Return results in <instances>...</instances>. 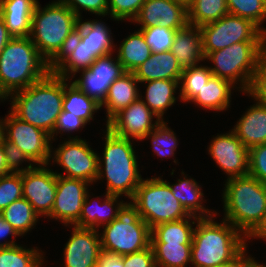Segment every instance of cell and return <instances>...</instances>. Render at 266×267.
<instances>
[{
    "instance_id": "obj_20",
    "label": "cell",
    "mask_w": 266,
    "mask_h": 267,
    "mask_svg": "<svg viewBox=\"0 0 266 267\" xmlns=\"http://www.w3.org/2000/svg\"><path fill=\"white\" fill-rule=\"evenodd\" d=\"M170 51L182 70L204 61L200 27L188 24L185 28L177 30Z\"/></svg>"
},
{
    "instance_id": "obj_31",
    "label": "cell",
    "mask_w": 266,
    "mask_h": 267,
    "mask_svg": "<svg viewBox=\"0 0 266 267\" xmlns=\"http://www.w3.org/2000/svg\"><path fill=\"white\" fill-rule=\"evenodd\" d=\"M117 53L116 57L124 70L133 73L150 57L152 52L144 39L142 31L139 29L123 40Z\"/></svg>"
},
{
    "instance_id": "obj_33",
    "label": "cell",
    "mask_w": 266,
    "mask_h": 267,
    "mask_svg": "<svg viewBox=\"0 0 266 267\" xmlns=\"http://www.w3.org/2000/svg\"><path fill=\"white\" fill-rule=\"evenodd\" d=\"M68 79L64 78L63 110L84 120L86 123L93 119L95 112L101 109V105L85 93L79 90L74 84H67Z\"/></svg>"
},
{
    "instance_id": "obj_55",
    "label": "cell",
    "mask_w": 266,
    "mask_h": 267,
    "mask_svg": "<svg viewBox=\"0 0 266 267\" xmlns=\"http://www.w3.org/2000/svg\"><path fill=\"white\" fill-rule=\"evenodd\" d=\"M12 173L6 164L5 154L2 148V141L0 140V178Z\"/></svg>"
},
{
    "instance_id": "obj_37",
    "label": "cell",
    "mask_w": 266,
    "mask_h": 267,
    "mask_svg": "<svg viewBox=\"0 0 266 267\" xmlns=\"http://www.w3.org/2000/svg\"><path fill=\"white\" fill-rule=\"evenodd\" d=\"M39 249L20 245L0 248V267H41L44 256ZM43 256V257H42Z\"/></svg>"
},
{
    "instance_id": "obj_46",
    "label": "cell",
    "mask_w": 266,
    "mask_h": 267,
    "mask_svg": "<svg viewBox=\"0 0 266 267\" xmlns=\"http://www.w3.org/2000/svg\"><path fill=\"white\" fill-rule=\"evenodd\" d=\"M248 175L266 185V143L249 149Z\"/></svg>"
},
{
    "instance_id": "obj_25",
    "label": "cell",
    "mask_w": 266,
    "mask_h": 267,
    "mask_svg": "<svg viewBox=\"0 0 266 267\" xmlns=\"http://www.w3.org/2000/svg\"><path fill=\"white\" fill-rule=\"evenodd\" d=\"M89 196V193H87L79 220L73 226L97 230L99 226L103 227L116 219L118 211L125 204L123 201L118 202L119 196L106 193L103 202L100 201L99 205L96 202L94 207L89 200Z\"/></svg>"
},
{
    "instance_id": "obj_16",
    "label": "cell",
    "mask_w": 266,
    "mask_h": 267,
    "mask_svg": "<svg viewBox=\"0 0 266 267\" xmlns=\"http://www.w3.org/2000/svg\"><path fill=\"white\" fill-rule=\"evenodd\" d=\"M89 182L57 175V189L51 219L61 220L65 225H74L81 215Z\"/></svg>"
},
{
    "instance_id": "obj_27",
    "label": "cell",
    "mask_w": 266,
    "mask_h": 267,
    "mask_svg": "<svg viewBox=\"0 0 266 267\" xmlns=\"http://www.w3.org/2000/svg\"><path fill=\"white\" fill-rule=\"evenodd\" d=\"M79 19L75 35L98 58L113 52V39L110 29L101 21L90 20L82 22Z\"/></svg>"
},
{
    "instance_id": "obj_48",
    "label": "cell",
    "mask_w": 266,
    "mask_h": 267,
    "mask_svg": "<svg viewBox=\"0 0 266 267\" xmlns=\"http://www.w3.org/2000/svg\"><path fill=\"white\" fill-rule=\"evenodd\" d=\"M87 123L74 116L73 114H70V112L68 111H62L60 113V115L58 116L57 118V121H56V124L54 126V130L52 132V134L50 135L51 139L54 141V134H62L63 132H72L73 130L77 131L79 130L80 128H84V126L86 125ZM62 132V133H61Z\"/></svg>"
},
{
    "instance_id": "obj_17",
    "label": "cell",
    "mask_w": 266,
    "mask_h": 267,
    "mask_svg": "<svg viewBox=\"0 0 266 267\" xmlns=\"http://www.w3.org/2000/svg\"><path fill=\"white\" fill-rule=\"evenodd\" d=\"M153 117H156L157 121H154L155 123H152ZM160 121L161 120L145 105L142 98L139 97L127 108L117 113L107 123V128L120 137L141 141L156 128Z\"/></svg>"
},
{
    "instance_id": "obj_22",
    "label": "cell",
    "mask_w": 266,
    "mask_h": 267,
    "mask_svg": "<svg viewBox=\"0 0 266 267\" xmlns=\"http://www.w3.org/2000/svg\"><path fill=\"white\" fill-rule=\"evenodd\" d=\"M183 70L171 51L151 53L133 73L139 83L153 80H180Z\"/></svg>"
},
{
    "instance_id": "obj_3",
    "label": "cell",
    "mask_w": 266,
    "mask_h": 267,
    "mask_svg": "<svg viewBox=\"0 0 266 267\" xmlns=\"http://www.w3.org/2000/svg\"><path fill=\"white\" fill-rule=\"evenodd\" d=\"M199 218L193 231L191 263L194 267H215L235 259L245 248L246 238L231 223Z\"/></svg>"
},
{
    "instance_id": "obj_6",
    "label": "cell",
    "mask_w": 266,
    "mask_h": 267,
    "mask_svg": "<svg viewBox=\"0 0 266 267\" xmlns=\"http://www.w3.org/2000/svg\"><path fill=\"white\" fill-rule=\"evenodd\" d=\"M225 218L247 237L266 212V185L247 175L226 180L223 191Z\"/></svg>"
},
{
    "instance_id": "obj_11",
    "label": "cell",
    "mask_w": 266,
    "mask_h": 267,
    "mask_svg": "<svg viewBox=\"0 0 266 267\" xmlns=\"http://www.w3.org/2000/svg\"><path fill=\"white\" fill-rule=\"evenodd\" d=\"M2 119V136L19 147L36 165H49L52 146L46 131L18 118L11 110Z\"/></svg>"
},
{
    "instance_id": "obj_26",
    "label": "cell",
    "mask_w": 266,
    "mask_h": 267,
    "mask_svg": "<svg viewBox=\"0 0 266 267\" xmlns=\"http://www.w3.org/2000/svg\"><path fill=\"white\" fill-rule=\"evenodd\" d=\"M97 57L87 46L75 35L68 44L64 54L52 66V71L62 78L70 79L81 70L88 69Z\"/></svg>"
},
{
    "instance_id": "obj_41",
    "label": "cell",
    "mask_w": 266,
    "mask_h": 267,
    "mask_svg": "<svg viewBox=\"0 0 266 267\" xmlns=\"http://www.w3.org/2000/svg\"><path fill=\"white\" fill-rule=\"evenodd\" d=\"M146 43L150 46L152 53L170 51L176 30L161 27L160 25L148 28H140Z\"/></svg>"
},
{
    "instance_id": "obj_45",
    "label": "cell",
    "mask_w": 266,
    "mask_h": 267,
    "mask_svg": "<svg viewBox=\"0 0 266 267\" xmlns=\"http://www.w3.org/2000/svg\"><path fill=\"white\" fill-rule=\"evenodd\" d=\"M0 140L2 141V148L5 154L6 164L8 166V169L12 173H18V172L21 173L35 166V164L29 163L27 168L26 167L20 168L19 166L24 161H29V162L32 161L22 152V150L19 147H17L12 142L6 140L3 136L0 137Z\"/></svg>"
},
{
    "instance_id": "obj_7",
    "label": "cell",
    "mask_w": 266,
    "mask_h": 267,
    "mask_svg": "<svg viewBox=\"0 0 266 267\" xmlns=\"http://www.w3.org/2000/svg\"><path fill=\"white\" fill-rule=\"evenodd\" d=\"M266 54V41H241L224 49L208 53L204 59L211 60L209 67L213 76L240 82L239 91L246 93L260 59Z\"/></svg>"
},
{
    "instance_id": "obj_58",
    "label": "cell",
    "mask_w": 266,
    "mask_h": 267,
    "mask_svg": "<svg viewBox=\"0 0 266 267\" xmlns=\"http://www.w3.org/2000/svg\"><path fill=\"white\" fill-rule=\"evenodd\" d=\"M2 136V120L0 119V137Z\"/></svg>"
},
{
    "instance_id": "obj_32",
    "label": "cell",
    "mask_w": 266,
    "mask_h": 267,
    "mask_svg": "<svg viewBox=\"0 0 266 267\" xmlns=\"http://www.w3.org/2000/svg\"><path fill=\"white\" fill-rule=\"evenodd\" d=\"M192 218L194 221L190 222ZM198 219V217L191 215L178 221L156 225L151 229V243L192 244L194 231L192 224H196L195 221Z\"/></svg>"
},
{
    "instance_id": "obj_49",
    "label": "cell",
    "mask_w": 266,
    "mask_h": 267,
    "mask_svg": "<svg viewBox=\"0 0 266 267\" xmlns=\"http://www.w3.org/2000/svg\"><path fill=\"white\" fill-rule=\"evenodd\" d=\"M121 258L125 267H156L151 245L142 251L122 255Z\"/></svg>"
},
{
    "instance_id": "obj_51",
    "label": "cell",
    "mask_w": 266,
    "mask_h": 267,
    "mask_svg": "<svg viewBox=\"0 0 266 267\" xmlns=\"http://www.w3.org/2000/svg\"><path fill=\"white\" fill-rule=\"evenodd\" d=\"M97 267H125L121 256L102 252L99 256Z\"/></svg>"
},
{
    "instance_id": "obj_10",
    "label": "cell",
    "mask_w": 266,
    "mask_h": 267,
    "mask_svg": "<svg viewBox=\"0 0 266 267\" xmlns=\"http://www.w3.org/2000/svg\"><path fill=\"white\" fill-rule=\"evenodd\" d=\"M200 30L204 56L241 41H266V34L253 22L230 13L200 26Z\"/></svg>"
},
{
    "instance_id": "obj_28",
    "label": "cell",
    "mask_w": 266,
    "mask_h": 267,
    "mask_svg": "<svg viewBox=\"0 0 266 267\" xmlns=\"http://www.w3.org/2000/svg\"><path fill=\"white\" fill-rule=\"evenodd\" d=\"M233 87L230 81L212 75L191 101L199 107L223 111L229 108Z\"/></svg>"
},
{
    "instance_id": "obj_24",
    "label": "cell",
    "mask_w": 266,
    "mask_h": 267,
    "mask_svg": "<svg viewBox=\"0 0 266 267\" xmlns=\"http://www.w3.org/2000/svg\"><path fill=\"white\" fill-rule=\"evenodd\" d=\"M135 74L125 72L120 78L116 79L109 87L101 107L104 105L107 111V123L121 110L127 108L140 96Z\"/></svg>"
},
{
    "instance_id": "obj_57",
    "label": "cell",
    "mask_w": 266,
    "mask_h": 267,
    "mask_svg": "<svg viewBox=\"0 0 266 267\" xmlns=\"http://www.w3.org/2000/svg\"><path fill=\"white\" fill-rule=\"evenodd\" d=\"M174 1L180 2L183 5H185L186 7H188L192 3L193 0H174Z\"/></svg>"
},
{
    "instance_id": "obj_39",
    "label": "cell",
    "mask_w": 266,
    "mask_h": 267,
    "mask_svg": "<svg viewBox=\"0 0 266 267\" xmlns=\"http://www.w3.org/2000/svg\"><path fill=\"white\" fill-rule=\"evenodd\" d=\"M230 14L253 22L264 34L266 28L261 24L266 19V0H226Z\"/></svg>"
},
{
    "instance_id": "obj_9",
    "label": "cell",
    "mask_w": 266,
    "mask_h": 267,
    "mask_svg": "<svg viewBox=\"0 0 266 267\" xmlns=\"http://www.w3.org/2000/svg\"><path fill=\"white\" fill-rule=\"evenodd\" d=\"M131 201L150 229L191 216L173 195L169 182L161 177L142 179Z\"/></svg>"
},
{
    "instance_id": "obj_52",
    "label": "cell",
    "mask_w": 266,
    "mask_h": 267,
    "mask_svg": "<svg viewBox=\"0 0 266 267\" xmlns=\"http://www.w3.org/2000/svg\"><path fill=\"white\" fill-rule=\"evenodd\" d=\"M261 238L266 239V212L261 220V222L257 225V227L246 237V239L251 238Z\"/></svg>"
},
{
    "instance_id": "obj_40",
    "label": "cell",
    "mask_w": 266,
    "mask_h": 267,
    "mask_svg": "<svg viewBox=\"0 0 266 267\" xmlns=\"http://www.w3.org/2000/svg\"><path fill=\"white\" fill-rule=\"evenodd\" d=\"M151 138L153 151L161 158L165 156H174L177 147V138L174 131L167 127V122L160 121L144 139Z\"/></svg>"
},
{
    "instance_id": "obj_47",
    "label": "cell",
    "mask_w": 266,
    "mask_h": 267,
    "mask_svg": "<svg viewBox=\"0 0 266 267\" xmlns=\"http://www.w3.org/2000/svg\"><path fill=\"white\" fill-rule=\"evenodd\" d=\"M69 7L79 19H81L80 8L85 11L95 13L99 16L108 14V0H61Z\"/></svg>"
},
{
    "instance_id": "obj_13",
    "label": "cell",
    "mask_w": 266,
    "mask_h": 267,
    "mask_svg": "<svg viewBox=\"0 0 266 267\" xmlns=\"http://www.w3.org/2000/svg\"><path fill=\"white\" fill-rule=\"evenodd\" d=\"M112 54L96 58L88 69L81 70V77L72 82L100 105L106 99L110 85L126 72L119 60H114Z\"/></svg>"
},
{
    "instance_id": "obj_44",
    "label": "cell",
    "mask_w": 266,
    "mask_h": 267,
    "mask_svg": "<svg viewBox=\"0 0 266 267\" xmlns=\"http://www.w3.org/2000/svg\"><path fill=\"white\" fill-rule=\"evenodd\" d=\"M246 94L254 97V101L266 107V54L260 59Z\"/></svg>"
},
{
    "instance_id": "obj_15",
    "label": "cell",
    "mask_w": 266,
    "mask_h": 267,
    "mask_svg": "<svg viewBox=\"0 0 266 267\" xmlns=\"http://www.w3.org/2000/svg\"><path fill=\"white\" fill-rule=\"evenodd\" d=\"M209 154L228 178L247 176L249 172V149L231 130L217 135L208 148Z\"/></svg>"
},
{
    "instance_id": "obj_53",
    "label": "cell",
    "mask_w": 266,
    "mask_h": 267,
    "mask_svg": "<svg viewBox=\"0 0 266 267\" xmlns=\"http://www.w3.org/2000/svg\"><path fill=\"white\" fill-rule=\"evenodd\" d=\"M12 38L8 33L3 17L0 15V53Z\"/></svg>"
},
{
    "instance_id": "obj_35",
    "label": "cell",
    "mask_w": 266,
    "mask_h": 267,
    "mask_svg": "<svg viewBox=\"0 0 266 267\" xmlns=\"http://www.w3.org/2000/svg\"><path fill=\"white\" fill-rule=\"evenodd\" d=\"M0 213L22 237L25 233L30 231V229H33L34 225H36L39 220V215L33 210L32 205L23 197L12 202Z\"/></svg>"
},
{
    "instance_id": "obj_36",
    "label": "cell",
    "mask_w": 266,
    "mask_h": 267,
    "mask_svg": "<svg viewBox=\"0 0 266 267\" xmlns=\"http://www.w3.org/2000/svg\"><path fill=\"white\" fill-rule=\"evenodd\" d=\"M187 11L188 23L198 27L217 21L229 13L226 0H193Z\"/></svg>"
},
{
    "instance_id": "obj_8",
    "label": "cell",
    "mask_w": 266,
    "mask_h": 267,
    "mask_svg": "<svg viewBox=\"0 0 266 267\" xmlns=\"http://www.w3.org/2000/svg\"><path fill=\"white\" fill-rule=\"evenodd\" d=\"M103 227L100 240L104 253L122 256L142 251L151 244V229L131 201L125 202L117 218Z\"/></svg>"
},
{
    "instance_id": "obj_14",
    "label": "cell",
    "mask_w": 266,
    "mask_h": 267,
    "mask_svg": "<svg viewBox=\"0 0 266 267\" xmlns=\"http://www.w3.org/2000/svg\"><path fill=\"white\" fill-rule=\"evenodd\" d=\"M46 166L38 165L21 172L23 198L32 205L39 216L44 217L52 211L57 189V175Z\"/></svg>"
},
{
    "instance_id": "obj_5",
    "label": "cell",
    "mask_w": 266,
    "mask_h": 267,
    "mask_svg": "<svg viewBox=\"0 0 266 267\" xmlns=\"http://www.w3.org/2000/svg\"><path fill=\"white\" fill-rule=\"evenodd\" d=\"M104 140L103 158L98 157L97 180L105 176L108 195L125 194V197L131 200L143 179L138 171L137 156L132 141L114 134L107 125Z\"/></svg>"
},
{
    "instance_id": "obj_2",
    "label": "cell",
    "mask_w": 266,
    "mask_h": 267,
    "mask_svg": "<svg viewBox=\"0 0 266 267\" xmlns=\"http://www.w3.org/2000/svg\"><path fill=\"white\" fill-rule=\"evenodd\" d=\"M79 18L61 0L41 8L37 3L29 37L41 56L52 67L74 38Z\"/></svg>"
},
{
    "instance_id": "obj_30",
    "label": "cell",
    "mask_w": 266,
    "mask_h": 267,
    "mask_svg": "<svg viewBox=\"0 0 266 267\" xmlns=\"http://www.w3.org/2000/svg\"><path fill=\"white\" fill-rule=\"evenodd\" d=\"M145 105L161 120L165 111L176 102L175 92L179 80H153L147 82Z\"/></svg>"
},
{
    "instance_id": "obj_54",
    "label": "cell",
    "mask_w": 266,
    "mask_h": 267,
    "mask_svg": "<svg viewBox=\"0 0 266 267\" xmlns=\"http://www.w3.org/2000/svg\"><path fill=\"white\" fill-rule=\"evenodd\" d=\"M246 248L241 252V267H266V265L259 264L251 256H246Z\"/></svg>"
},
{
    "instance_id": "obj_18",
    "label": "cell",
    "mask_w": 266,
    "mask_h": 267,
    "mask_svg": "<svg viewBox=\"0 0 266 267\" xmlns=\"http://www.w3.org/2000/svg\"><path fill=\"white\" fill-rule=\"evenodd\" d=\"M148 28L155 25L180 30L188 23L187 7L174 0H145L138 15L132 21Z\"/></svg>"
},
{
    "instance_id": "obj_1",
    "label": "cell",
    "mask_w": 266,
    "mask_h": 267,
    "mask_svg": "<svg viewBox=\"0 0 266 267\" xmlns=\"http://www.w3.org/2000/svg\"><path fill=\"white\" fill-rule=\"evenodd\" d=\"M10 97L11 111L18 118L51 135L63 110L64 78L51 70L39 81Z\"/></svg>"
},
{
    "instance_id": "obj_43",
    "label": "cell",
    "mask_w": 266,
    "mask_h": 267,
    "mask_svg": "<svg viewBox=\"0 0 266 267\" xmlns=\"http://www.w3.org/2000/svg\"><path fill=\"white\" fill-rule=\"evenodd\" d=\"M145 0H108V13L117 21H133Z\"/></svg>"
},
{
    "instance_id": "obj_42",
    "label": "cell",
    "mask_w": 266,
    "mask_h": 267,
    "mask_svg": "<svg viewBox=\"0 0 266 267\" xmlns=\"http://www.w3.org/2000/svg\"><path fill=\"white\" fill-rule=\"evenodd\" d=\"M21 173H10L0 178V212L15 200L22 198Z\"/></svg>"
},
{
    "instance_id": "obj_56",
    "label": "cell",
    "mask_w": 266,
    "mask_h": 267,
    "mask_svg": "<svg viewBox=\"0 0 266 267\" xmlns=\"http://www.w3.org/2000/svg\"><path fill=\"white\" fill-rule=\"evenodd\" d=\"M215 267H241V253L232 261Z\"/></svg>"
},
{
    "instance_id": "obj_50",
    "label": "cell",
    "mask_w": 266,
    "mask_h": 267,
    "mask_svg": "<svg viewBox=\"0 0 266 267\" xmlns=\"http://www.w3.org/2000/svg\"><path fill=\"white\" fill-rule=\"evenodd\" d=\"M8 235H11L13 237L16 236H20L18 234V232L13 228V226L7 222L3 215L0 213V240L4 239L5 237H7ZM17 245V243H15V240H11V241H4V243L0 242V248L2 247H10V246H14Z\"/></svg>"
},
{
    "instance_id": "obj_38",
    "label": "cell",
    "mask_w": 266,
    "mask_h": 267,
    "mask_svg": "<svg viewBox=\"0 0 266 267\" xmlns=\"http://www.w3.org/2000/svg\"><path fill=\"white\" fill-rule=\"evenodd\" d=\"M212 76V72L208 66H192L190 68L183 69L179 84L180 99L183 102L191 101L203 88L204 84H207L209 78Z\"/></svg>"
},
{
    "instance_id": "obj_23",
    "label": "cell",
    "mask_w": 266,
    "mask_h": 267,
    "mask_svg": "<svg viewBox=\"0 0 266 267\" xmlns=\"http://www.w3.org/2000/svg\"><path fill=\"white\" fill-rule=\"evenodd\" d=\"M232 131L247 149L265 144L266 107L256 102L243 114Z\"/></svg>"
},
{
    "instance_id": "obj_12",
    "label": "cell",
    "mask_w": 266,
    "mask_h": 267,
    "mask_svg": "<svg viewBox=\"0 0 266 267\" xmlns=\"http://www.w3.org/2000/svg\"><path fill=\"white\" fill-rule=\"evenodd\" d=\"M53 152L52 162H56L66 173L64 176L55 172L56 175L81 179L90 184L97 181L99 155L91 149L86 140L78 136L70 137Z\"/></svg>"
},
{
    "instance_id": "obj_21",
    "label": "cell",
    "mask_w": 266,
    "mask_h": 267,
    "mask_svg": "<svg viewBox=\"0 0 266 267\" xmlns=\"http://www.w3.org/2000/svg\"><path fill=\"white\" fill-rule=\"evenodd\" d=\"M37 0H0V15L12 37H29Z\"/></svg>"
},
{
    "instance_id": "obj_34",
    "label": "cell",
    "mask_w": 266,
    "mask_h": 267,
    "mask_svg": "<svg viewBox=\"0 0 266 267\" xmlns=\"http://www.w3.org/2000/svg\"><path fill=\"white\" fill-rule=\"evenodd\" d=\"M156 267H186L191 264V244L151 243Z\"/></svg>"
},
{
    "instance_id": "obj_29",
    "label": "cell",
    "mask_w": 266,
    "mask_h": 267,
    "mask_svg": "<svg viewBox=\"0 0 266 267\" xmlns=\"http://www.w3.org/2000/svg\"><path fill=\"white\" fill-rule=\"evenodd\" d=\"M173 195L183 205L185 210L193 216L198 218H209L217 215V212L206 209L201 202H203V192L198 183L192 179L184 176L183 179H178L175 184H170ZM199 214H198V213Z\"/></svg>"
},
{
    "instance_id": "obj_4",
    "label": "cell",
    "mask_w": 266,
    "mask_h": 267,
    "mask_svg": "<svg viewBox=\"0 0 266 267\" xmlns=\"http://www.w3.org/2000/svg\"><path fill=\"white\" fill-rule=\"evenodd\" d=\"M52 67L30 37H13L0 53V95L8 97L46 76Z\"/></svg>"
},
{
    "instance_id": "obj_19",
    "label": "cell",
    "mask_w": 266,
    "mask_h": 267,
    "mask_svg": "<svg viewBox=\"0 0 266 267\" xmlns=\"http://www.w3.org/2000/svg\"><path fill=\"white\" fill-rule=\"evenodd\" d=\"M64 248V267H97L102 253L98 230L73 226Z\"/></svg>"
}]
</instances>
